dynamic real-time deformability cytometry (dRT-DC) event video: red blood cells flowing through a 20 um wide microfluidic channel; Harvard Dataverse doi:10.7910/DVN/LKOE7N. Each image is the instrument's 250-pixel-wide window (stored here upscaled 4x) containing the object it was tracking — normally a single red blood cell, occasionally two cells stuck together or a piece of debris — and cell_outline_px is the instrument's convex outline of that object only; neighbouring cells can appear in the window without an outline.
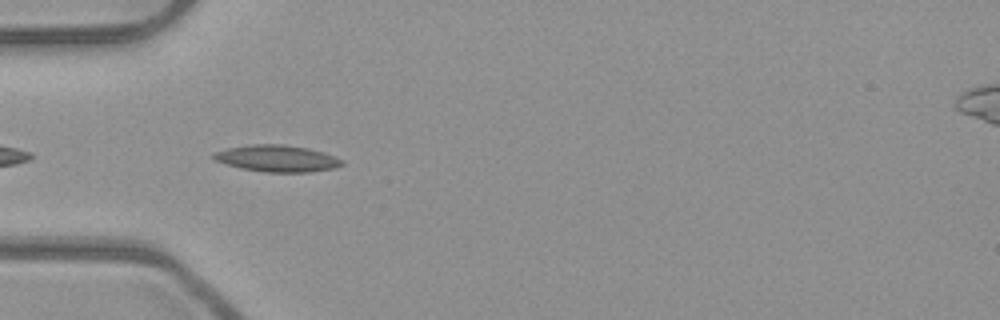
{"species": "common noctule bat (a hibernating species)", "species_latin": "Nyctalus noctula", "temperature_condition": "room temperature", "stored_images_in_passage": 11, "camera_frame_rate_fps": 3000, "um_per_image_px": 0.085, "animal": {"sex": "male", "body_mass_g": 23.1, "forearm_length_mm": 52.7}, "frame": {"image": 1, "passage_image": 2, "time_ms": 0.333, "image_size_px": [1000, 320], "cell_outline_px": [[344, 164], [332, 168], [312, 172], [264, 172], [240, 168], [216, 160], [212, 156], [212, 152], [228, 148], [252, 144], [284, 144], [308, 148], [324, 152], [344, 160]], "centroid_in_image_um": [23.57, 13.46], "position_along_channel_um": 61.4, "area_um2": 19.94}}
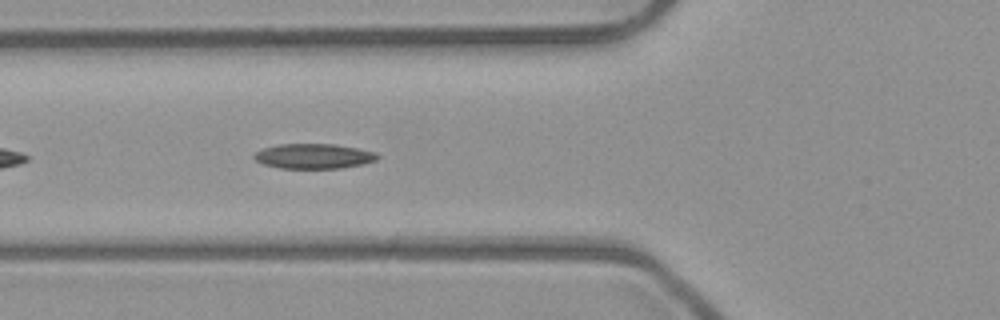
{"frame": {"image": 2, "passage_image": 5, "time_ms": 1.333, "image_size_px": [1000, 320], "cell_outline_px": [[380, 156], [376, 160], [360, 164], [340, 168], [280, 168], [264, 164], [256, 160], [252, 156], [256, 152], [264, 148], [276, 144], [332, 144], [356, 148], [376, 152]], "centroid_in_image_um": [26.65, 13.27], "position_along_channel_um": 99.2, "area_um2": 17.74}}